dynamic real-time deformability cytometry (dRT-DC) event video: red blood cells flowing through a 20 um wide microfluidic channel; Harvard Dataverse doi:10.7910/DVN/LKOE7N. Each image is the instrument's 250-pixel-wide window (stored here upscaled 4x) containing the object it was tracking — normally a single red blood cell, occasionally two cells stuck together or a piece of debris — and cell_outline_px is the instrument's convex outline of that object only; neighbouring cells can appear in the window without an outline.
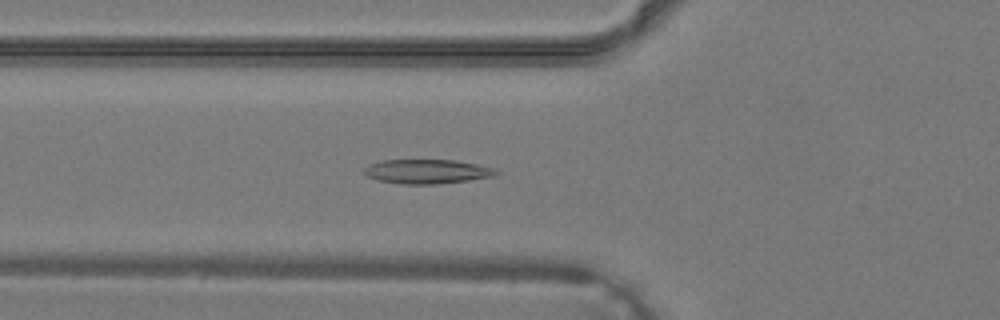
{"species": "common noctule bat (a hibernating species)", "species_latin": "Nyctalus noctula", "temperature_condition": "warm", "stored_images_in_passage": 28, "camera_frame_rate_fps": 3000, "um_per_image_px": 0.085, "animal": {"sex": "male", "body_mass_g": 19.2, "forearm_length_mm": 51.8}, "frame": {"image": 1, "passage_image": 7, "time_ms": 2.0, "image_size_px": [1000, 320], "cell_outline_px": [[500, 172], [492, 176], [468, 180], [436, 184], [400, 184], [380, 180], [368, 176], [364, 172], [364, 168], [368, 164], [380, 160], [456, 160], [476, 164], [492, 168]], "centroid_in_image_um": [36.26, 14.57], "position_along_channel_um": 89.5, "area_um2": 18.5}}
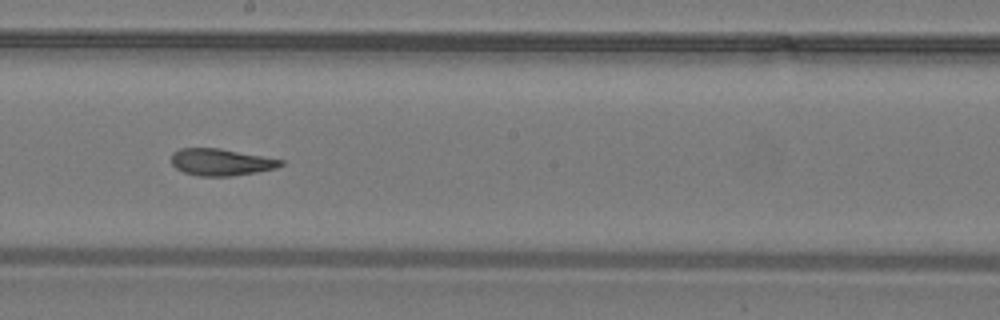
{"frame": {"image": 2, "passage_image": 15, "time_ms": 4.667, "image_size_px": [1000, 320], "cell_outline_px": [[284, 164], [276, 168], [256, 172], [232, 176], [200, 176], [184, 172], [176, 168], [172, 164], [172, 152], [180, 148], [220, 148], [284, 160]], "centroid_in_image_um": [18.79, 13.77], "position_along_channel_um": 229.4, "area_um2": 17.11}}
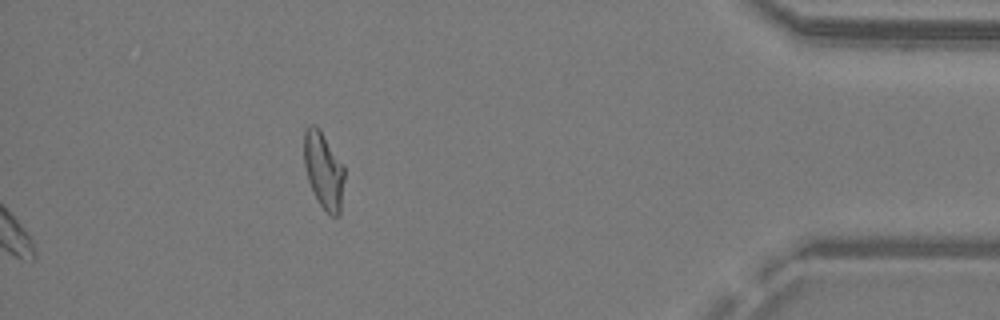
{"frame": {"image": 3, "passage_image": 28, "time_ms": 9.0, "image_size_px": [1000, 320], "cell_outline_px": [[344, 180], [340, 216], [332, 216], [320, 204], [308, 180], [304, 164], [304, 132], [308, 124], [316, 124], [320, 128], [344, 164]], "centroid_in_image_um": [27.52, 14.42], "position_along_channel_um": 407.7, "area_um2": 18.21}}